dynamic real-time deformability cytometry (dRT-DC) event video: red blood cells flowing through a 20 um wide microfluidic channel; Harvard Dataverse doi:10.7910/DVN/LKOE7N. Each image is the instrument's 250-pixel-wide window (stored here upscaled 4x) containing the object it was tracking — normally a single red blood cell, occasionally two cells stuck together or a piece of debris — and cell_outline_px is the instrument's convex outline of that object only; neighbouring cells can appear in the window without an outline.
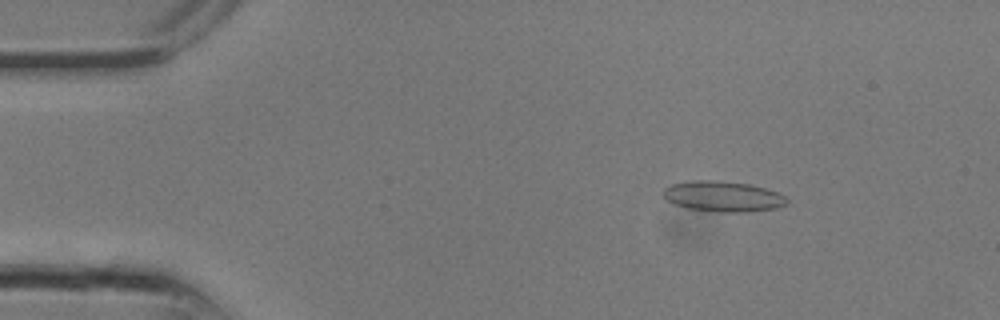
{"species": "common noctule bat (a hibernating species)", "species_latin": "Nyctalus noctula", "temperature_condition": "room temperature", "stored_images_in_passage": 9, "camera_frame_rate_fps": 3000, "um_per_image_px": 0.085, "animal": {"sex": "male", "body_mass_g": 13.3}, "frame": {"image": 1, "passage_image": 4, "time_ms": 1.0, "image_size_px": [1000, 320], "cell_outline_px": [[788, 204], [776, 208], [748, 212], [716, 212], [688, 208], [676, 204], [668, 200], [664, 196], [664, 188], [672, 184], [692, 180], [716, 180], [748, 184], [764, 188], [776, 192], [784, 196], [788, 200]], "centroid_in_image_um": [61.47, 16.7], "position_along_channel_um": 23.5, "area_um2": 21.85}}